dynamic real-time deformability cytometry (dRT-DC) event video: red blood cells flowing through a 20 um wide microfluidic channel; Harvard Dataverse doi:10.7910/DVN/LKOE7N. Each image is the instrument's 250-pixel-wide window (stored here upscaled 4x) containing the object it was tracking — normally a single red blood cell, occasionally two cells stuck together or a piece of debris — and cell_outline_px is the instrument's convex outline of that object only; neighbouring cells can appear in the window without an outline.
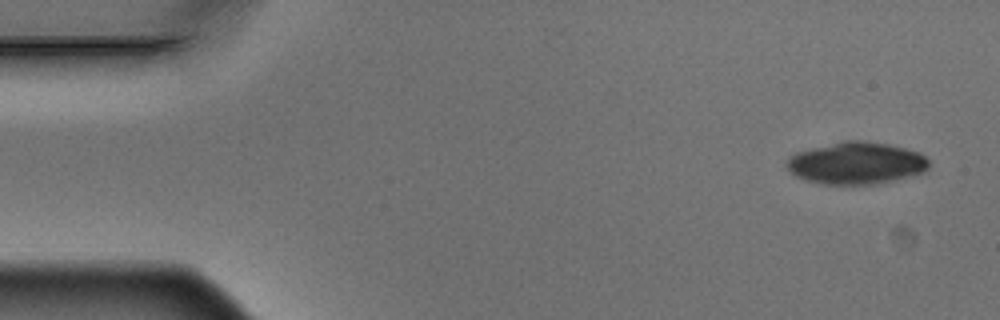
{"species": "Egyptian fruit bat (a non-hibernating species)", "species_latin": "Rousettus aegyptiacus", "temperature_condition": "warm", "stored_images_in_passage": 7, "camera_frame_rate_fps": 3000, "um_per_image_px": 0.085, "animal": {"sex": "male"}, "frame": {"image": 1, "passage_image": 1, "time_ms": 0.0, "image_size_px": [1000, 320], "cell_outline_px": [[928, 168], [924, 172], [876, 184], [824, 184], [804, 180], [796, 176], [784, 164], [796, 152], [844, 140], [860, 140], [888, 144], [920, 152], [928, 160]], "centroid_in_image_um": [72.78, 13.86], "position_along_channel_um": 12.2, "area_um2": 34.62}}